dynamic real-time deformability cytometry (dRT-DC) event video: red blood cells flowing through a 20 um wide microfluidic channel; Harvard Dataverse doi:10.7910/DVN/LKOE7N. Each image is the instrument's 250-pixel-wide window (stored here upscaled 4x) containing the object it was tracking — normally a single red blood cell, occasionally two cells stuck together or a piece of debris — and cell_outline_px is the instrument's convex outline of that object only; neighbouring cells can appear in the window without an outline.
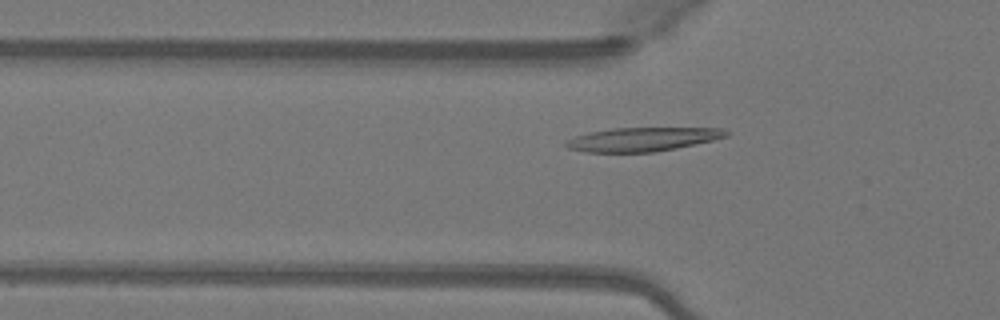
{"species": "Egyptian fruit bat (a non-hibernating species)", "species_latin": "Rousettus aegyptiacus", "temperature_condition": "warm", "stored_images_in_passage": 42, "camera_frame_rate_fps": 3000, "um_per_image_px": 0.085, "animal": {"sex": "female"}, "frame": {"image": 1, "passage_image": 9, "time_ms": 2.667, "image_size_px": [1000, 320], "cell_outline_px": [[728, 136], [712, 140], [676, 148], [652, 152], [588, 152], [568, 148], [564, 144], [564, 140], [588, 132], [612, 128], [724, 128], [728, 132]], "centroid_in_image_um": [54.58, 11.83], "position_along_channel_um": 71.2, "area_um2": 22.14}}
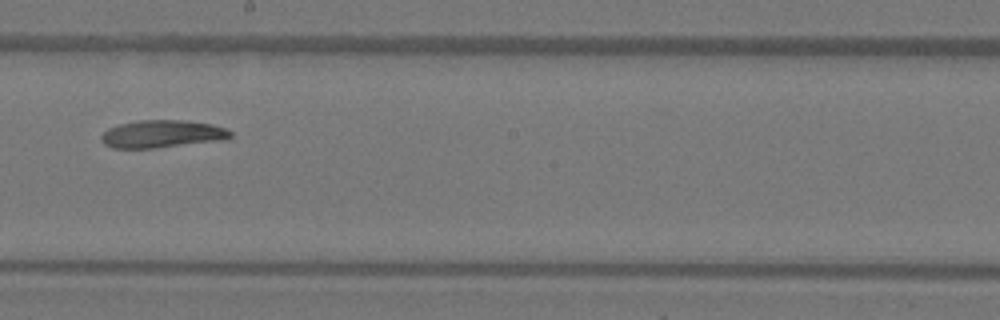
{"frame": {"image": 2, "passage_image": 21, "time_ms": 6.667, "image_size_px": [1000, 320], "cell_outline_px": [[232, 136], [228, 140], [156, 148], [112, 148], [104, 144], [100, 140], [100, 136], [108, 128], [120, 124], [140, 120], [184, 120], [212, 124], [224, 128], [232, 132]], "centroid_in_image_um": [13.8, 11.39], "position_along_channel_um": 234.4, "area_um2": 21.04}}
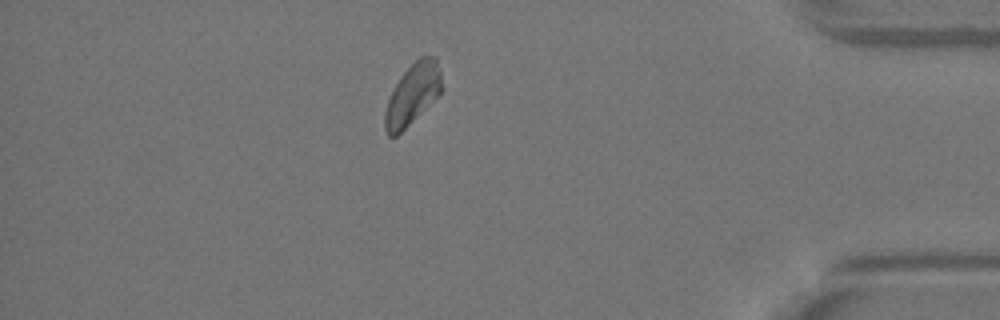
{"frame": {"image": 3, "passage_image": 36, "time_ms": 11.667, "image_size_px": [1000, 320], "cell_outline_px": [[440, 92], [396, 136], [388, 136], [384, 128], [384, 112], [388, 100], [400, 76], [420, 56], [436, 56], [440, 72]], "centroid_in_image_um": [35.02, 7.99], "position_along_channel_um": 400.2, "area_um2": 19.36}, "authors_computed_cell_mechanics": {"area_um2": 20.9814, "velocity_mm_per_s": 4.0651, "shape_relaxation_time_tau1_ms": 5.5169, "shape_relaxation_time_tau2_ms": null, "deformation_change_tau1": 0.1654, "deformation_change_tau2": null}}